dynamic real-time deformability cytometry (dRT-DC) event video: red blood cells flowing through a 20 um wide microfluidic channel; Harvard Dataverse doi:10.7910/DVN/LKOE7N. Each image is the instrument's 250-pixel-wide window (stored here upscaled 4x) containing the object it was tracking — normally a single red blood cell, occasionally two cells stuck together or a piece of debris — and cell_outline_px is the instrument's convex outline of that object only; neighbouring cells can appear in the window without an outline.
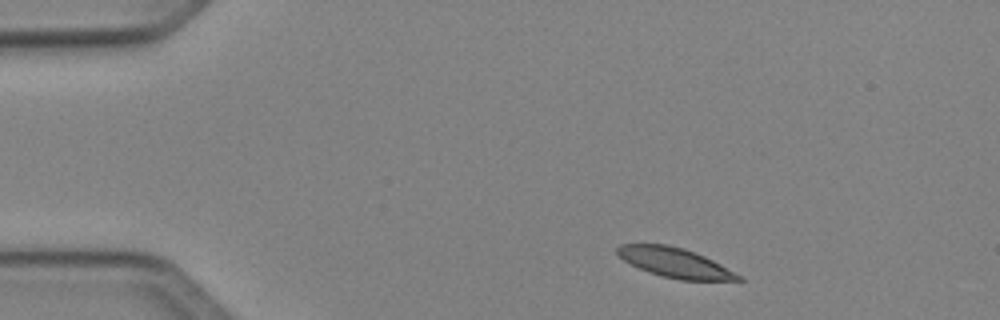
{"species": "Egyptian fruit bat (a non-hibernating species)", "species_latin": "Rousettus aegyptiacus", "temperature_condition": "cold", "stored_images_in_passage": 43, "camera_frame_rate_fps": 3000, "um_per_image_px": 0.085, "animal": {"sex": "female"}, "frame": {"image": 1, "passage_image": 1, "time_ms": 0.0, "image_size_px": [1000, 320], "cell_outline_px": [[744, 280], [680, 280], [648, 272], [624, 260], [616, 252], [616, 248], [620, 244], [668, 244], [684, 248], [704, 256], [744, 276]], "centroid_in_image_um": [57.39, 22.32], "position_along_channel_um": 27.6, "area_um2": 20.75}}
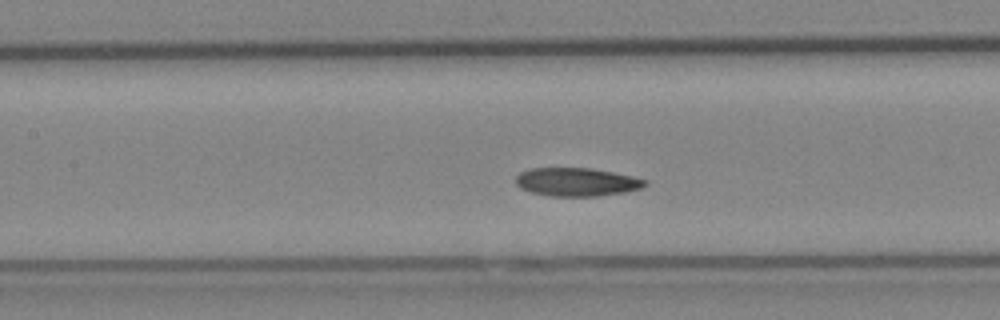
{"frame": {"image": 2, "passage_image": 16, "time_ms": 5.0, "image_size_px": [1000, 320], "cell_outline_px": [[648, 184], [640, 188], [624, 192], [596, 196], [548, 196], [532, 192], [520, 188], [516, 184], [516, 176], [520, 172], [528, 168], [592, 168], [632, 176], [648, 180]], "centroid_in_image_um": [49.0, 15.46], "position_along_channel_um": 158.4, "area_um2": 21.39}}
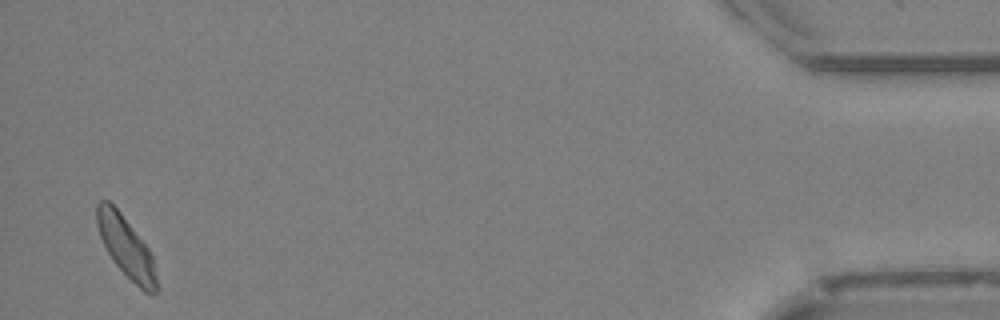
{"frame": {"image": 3, "passage_image": 42, "time_ms": 13.667, "image_size_px": [1000, 320], "cell_outline_px": [[160, 288], [152, 296], [144, 292], [112, 260], [100, 236], [96, 224], [96, 204], [100, 200], [108, 200], [120, 212], [148, 248], [152, 256]], "centroid_in_image_um": [10.74, 21.03], "position_along_channel_um": 424.5, "area_um2": 21.04}, "authors_computed_cell_mechanics": {"area_um2": 21.5016, "velocity_mm_per_s": 4.018, "shape_relaxation_time_tau1_ms": 3.435, "shape_relaxation_time_tau2_ms": 9.4529, "deformation_change_tau1": 0.0958, "deformation_change_tau2": 0.1519}}